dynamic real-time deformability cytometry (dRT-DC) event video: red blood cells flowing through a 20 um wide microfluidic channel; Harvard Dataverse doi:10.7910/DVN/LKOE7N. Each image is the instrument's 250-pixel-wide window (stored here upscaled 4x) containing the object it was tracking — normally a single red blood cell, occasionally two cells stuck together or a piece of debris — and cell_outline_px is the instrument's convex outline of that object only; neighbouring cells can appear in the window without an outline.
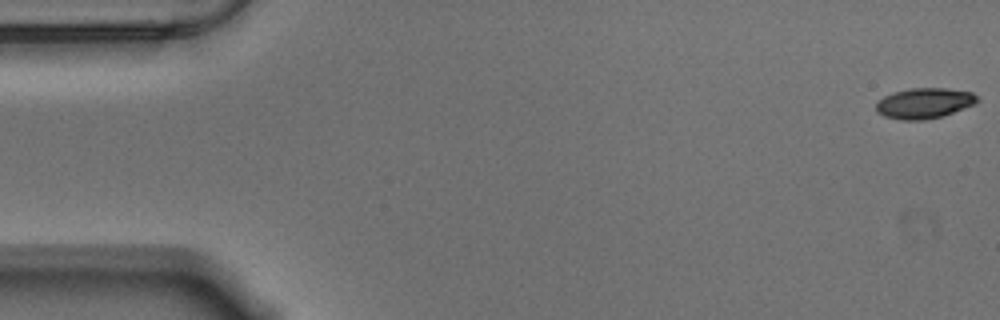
{"species": "Egyptian fruit bat (a non-hibernating species)", "species_latin": "Rousettus aegyptiacus", "temperature_condition": "warm", "stored_images_in_passage": 57, "camera_frame_rate_fps": 3000, "um_per_image_px": 0.085, "animal": {"sex": "male"}, "frame": {"image": 1, "passage_image": 1, "time_ms": 0.0, "image_size_px": [1000, 320], "cell_outline_px": [[980, 100], [976, 104], [940, 116], [924, 120], [900, 120], [884, 116], [876, 112], [876, 104], [884, 96], [892, 92], [912, 88], [944, 88], [972, 92]], "centroid_in_image_um": [78.55, 8.77], "position_along_channel_um": 6.5, "area_um2": 17.92}}
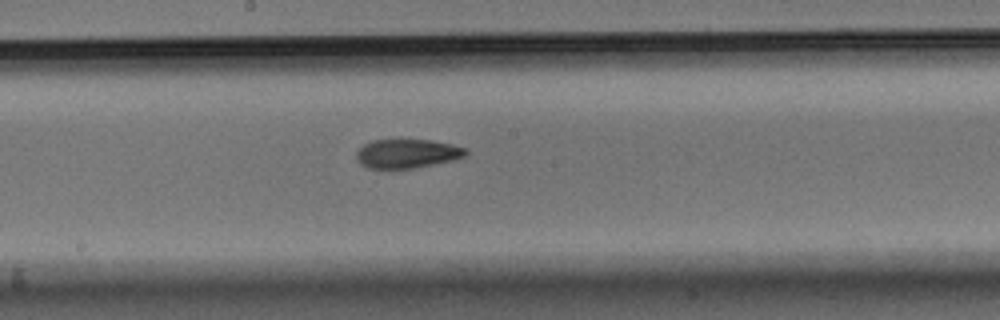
{"frame": {"image": 2, "passage_image": 30, "time_ms": 9.667, "image_size_px": [1000, 320], "cell_outline_px": [[468, 152], [464, 156], [452, 160], [412, 168], [368, 168], [360, 164], [356, 160], [356, 152], [364, 144], [372, 140], [428, 140], [452, 144], [464, 148]], "centroid_in_image_um": [34.56, 13.05], "position_along_channel_um": 213.6, "area_um2": 18.21}}
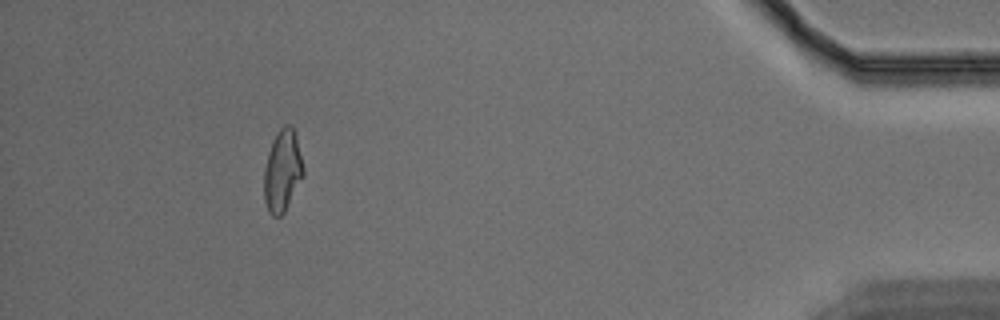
{"frame": {"image": 3, "passage_image": 52, "time_ms": 17.0, "image_size_px": [1000, 320], "cell_outline_px": [[304, 176], [284, 212], [280, 216], [272, 216], [268, 212], [264, 200], [264, 168], [268, 152], [272, 140], [276, 132], [284, 124], [292, 124], [296, 132], [304, 168]], "centroid_in_image_um": [24.01, 14.48], "position_along_channel_um": 411.2, "area_um2": 19.13}, "authors_computed_cell_mechanics": {"area_um2": 18.8428, "velocity_mm_per_s": 3.5432, "shape_relaxation_time_tau1_ms": 5.1572, "shape_relaxation_time_tau2_ms": 2.6978, "deformation_change_tau1": 0.1718, "deformation_change_tau2": 0.0876}}